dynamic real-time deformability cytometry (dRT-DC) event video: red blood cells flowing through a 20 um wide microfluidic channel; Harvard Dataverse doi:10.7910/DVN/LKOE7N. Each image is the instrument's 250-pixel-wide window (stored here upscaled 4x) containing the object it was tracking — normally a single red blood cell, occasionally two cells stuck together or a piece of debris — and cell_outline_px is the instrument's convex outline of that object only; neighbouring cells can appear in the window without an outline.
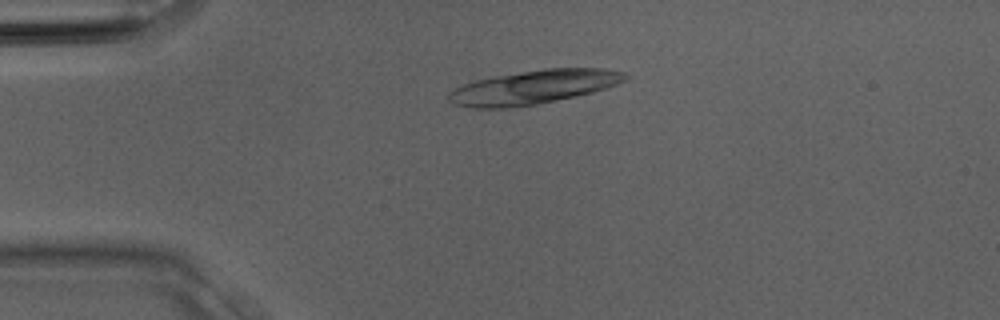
{"species": "Egyptian fruit bat (a non-hibernating species)", "species_latin": "Rousettus aegyptiacus", "temperature_condition": "room temperature", "stored_images_in_passage": 3, "camera_frame_rate_fps": 3000, "um_per_image_px": 0.085, "animal": {"sex": "male"}, "frame": {"image": 1, "passage_image": 3, "time_ms": 0.667, "image_size_px": [1000, 320], "cell_outline_px": [[632, 76], [616, 84], [592, 92], [576, 96], [536, 104], [512, 108], [472, 108], [456, 104], [448, 100], [448, 92], [464, 84], [476, 80], [496, 76], [544, 68], [604, 68], [624, 72]], "centroid_in_image_um": [45.37, 7.4], "position_along_channel_um": 39.6, "area_um2": 34.62}}